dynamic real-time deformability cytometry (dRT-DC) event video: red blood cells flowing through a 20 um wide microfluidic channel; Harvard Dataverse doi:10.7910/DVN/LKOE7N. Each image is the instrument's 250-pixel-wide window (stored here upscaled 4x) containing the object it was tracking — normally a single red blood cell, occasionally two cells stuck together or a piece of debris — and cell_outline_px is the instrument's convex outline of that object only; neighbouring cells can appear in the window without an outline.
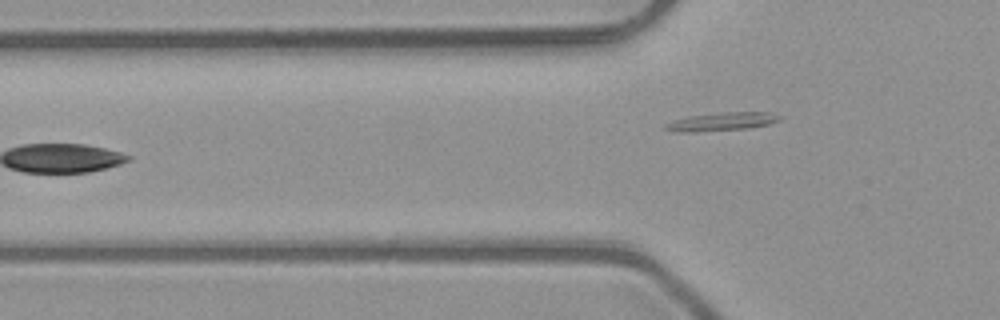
{"species": "common noctule bat (a hibernating species)", "species_latin": "Nyctalus noctula", "temperature_condition": "room temperature", "stored_images_in_passage": 6, "segment_of_instrument_passage": [2, 2], "camera_frame_rate_fps": 3000, "um_per_image_px": 0.085, "animal": {"sex": "male", "body_mass_g": 23.1, "forearm_length_mm": 52.7}, "frame": {"image": 1, "passage_image": 6, "time_ms": 1.667, "image_size_px": [1000, 320], "cell_outline_px": [[784, 116], [780, 120], [768, 124], [748, 128], [692, 132], [680, 132], [664, 128], [664, 124], [688, 116], [720, 112], [772, 112]], "centroid_in_image_um": [61.41, 10.32], "position_along_channel_um": 64.4, "area_um2": 12.14}}